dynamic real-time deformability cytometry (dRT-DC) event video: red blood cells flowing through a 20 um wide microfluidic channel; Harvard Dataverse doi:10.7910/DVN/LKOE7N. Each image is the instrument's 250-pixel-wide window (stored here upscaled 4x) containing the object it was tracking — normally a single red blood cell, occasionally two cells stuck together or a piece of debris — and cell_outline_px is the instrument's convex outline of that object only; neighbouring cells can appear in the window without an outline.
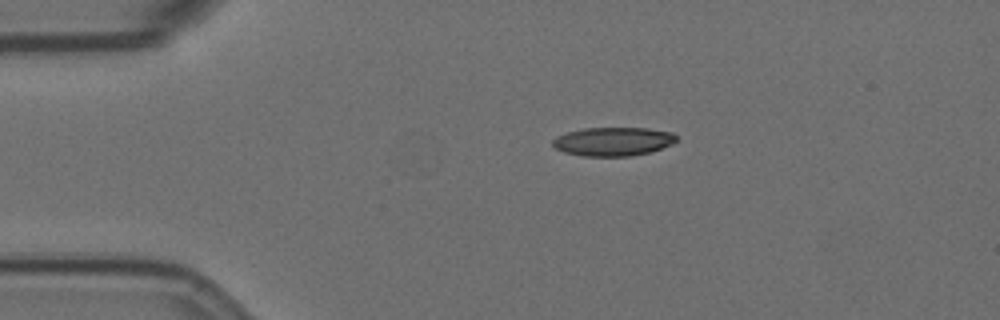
{"species": "Egyptian fruit bat (a non-hibernating species)", "species_latin": "Rousettus aegyptiacus", "temperature_condition": "room temperature", "stored_images_in_passage": 47, "camera_frame_rate_fps": 3000, "um_per_image_px": 0.085, "animal": {"sex": "female"}, "frame": {"image": 1, "passage_image": 1, "time_ms": 0.0, "image_size_px": [1000, 320], "cell_outline_px": [[676, 140], [672, 144], [648, 152], [628, 156], [584, 156], [564, 152], [556, 148], [552, 144], [552, 140], [556, 136], [568, 132], [584, 128], [648, 128], [672, 132], [676, 136]], "centroid_in_image_um": [52.09, 12.02], "position_along_channel_um": 32.9, "area_um2": 20.52}}
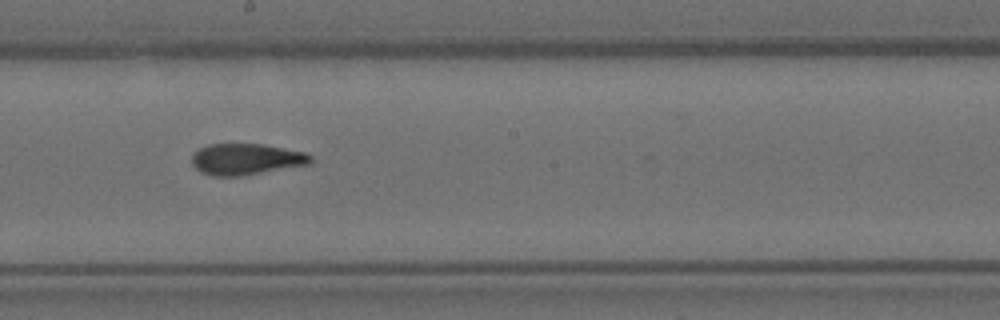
{"frame": {"image": 2, "passage_image": 21, "time_ms": 6.667, "image_size_px": [1000, 320], "cell_outline_px": [[312, 164], [240, 176], [212, 176], [200, 172], [192, 164], [192, 156], [200, 148], [208, 144], [264, 144], [304, 152], [312, 156]], "centroid_in_image_um": [20.94, 13.54], "position_along_channel_um": 227.3, "area_um2": 21.68}}
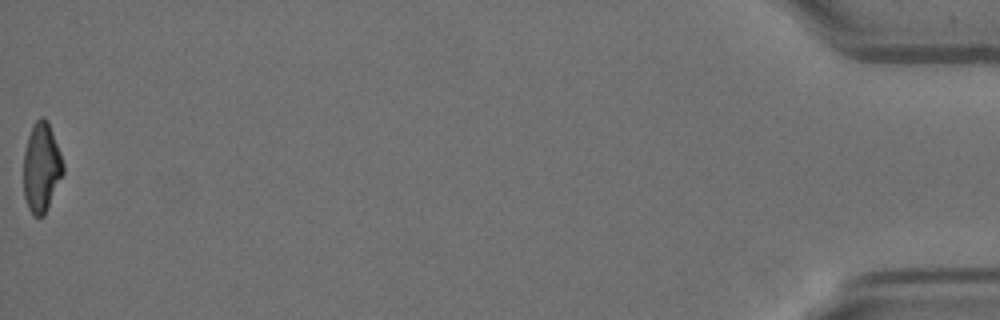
{"frame": {"image": 3, "passage_image": 47, "time_ms": 15.333, "image_size_px": [1000, 320], "cell_outline_px": [[64, 172], [44, 216], [32, 216], [28, 208], [24, 196], [24, 152], [28, 136], [32, 124], [40, 116], [44, 116], [48, 120], [60, 152], [64, 164]], "centroid_in_image_um": [3.52, 14.21], "position_along_channel_um": 431.7, "area_um2": 20.75}, "authors_computed_cell_mechanics": {"area_um2": 21.9062, "velocity_mm_per_s": 3.5413, "shape_relaxation_time_tau1_ms": 5.6294, "shape_relaxation_time_tau2_ms": 2.1727, "deformation_change_tau1": 0.2072, "deformation_change_tau2": 0.1045}}